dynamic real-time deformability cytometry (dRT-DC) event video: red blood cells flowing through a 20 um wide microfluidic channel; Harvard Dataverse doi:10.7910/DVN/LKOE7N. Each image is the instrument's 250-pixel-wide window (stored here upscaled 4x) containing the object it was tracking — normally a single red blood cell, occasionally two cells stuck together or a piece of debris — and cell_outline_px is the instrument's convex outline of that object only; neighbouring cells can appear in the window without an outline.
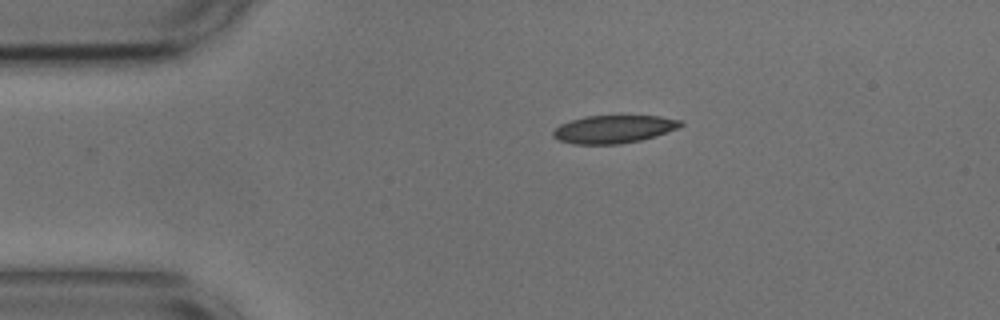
{"species": "common noctule bat (a hibernating species)", "species_latin": "Nyctalus noctula", "temperature_condition": "cold", "stored_images_in_passage": 34, "camera_frame_rate_fps": 3000, "um_per_image_px": 0.085, "animal": {"sex": "male", "body_mass_g": 17.9, "forearm_length_mm": 54.2}, "frame": {"image": 1, "passage_image": 1, "time_ms": 0.0, "image_size_px": [1000, 320], "cell_outline_px": [[684, 124], [676, 128], [656, 136], [640, 140], [620, 144], [572, 144], [556, 140], [552, 136], [552, 132], [560, 124], [572, 120], [588, 116], [660, 116], [684, 120]], "centroid_in_image_um": [52.16, 10.98], "position_along_channel_um": 32.8, "area_um2": 20.75}}
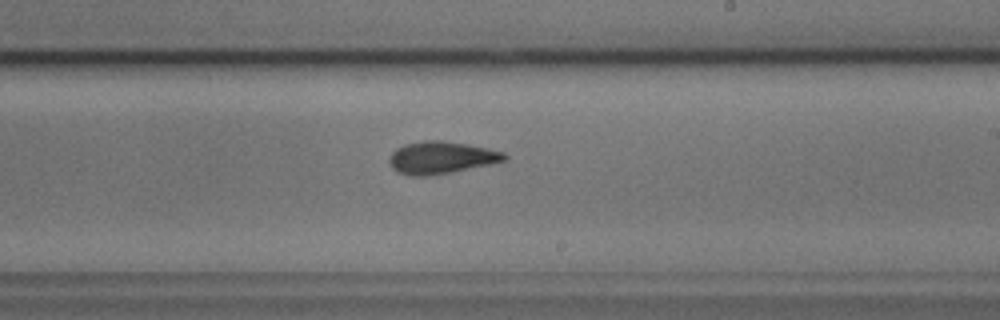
{"frame": {"image": 2, "passage_image": 22, "time_ms": 7.0, "image_size_px": [1000, 320], "cell_outline_px": [[508, 156], [504, 160], [492, 164], [452, 172], [428, 176], [408, 176], [396, 172], [388, 164], [388, 160], [392, 152], [396, 148], [404, 144], [424, 140], [440, 140], [488, 148], [504, 152]], "centroid_in_image_um": [37.45, 13.41], "position_along_channel_um": 251.5, "area_um2": 21.85}}
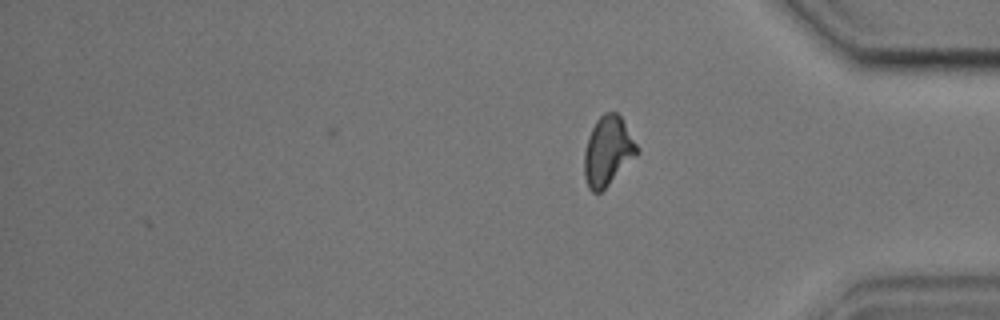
{"frame": {"image": 3, "passage_image": 34, "time_ms": 11.0, "image_size_px": [1000, 320], "cell_outline_px": [[640, 152], [600, 192], [592, 192], [588, 188], [584, 176], [584, 152], [588, 136], [596, 120], [604, 112], [616, 112], [624, 120], [640, 148]], "centroid_in_image_um": [51.68, 12.81], "position_along_channel_um": 383.5, "area_um2": 21.39}, "authors_computed_cell_mechanics": {"area_um2": 21.675, "velocity_mm_per_s": 3.6536, "shape_relaxation_time_tau1_ms": 4.2803, "shape_relaxation_time_tau2_ms": 2.5258, "deformation_change_tau1": 0.1277, "deformation_change_tau2": 0.0849}}